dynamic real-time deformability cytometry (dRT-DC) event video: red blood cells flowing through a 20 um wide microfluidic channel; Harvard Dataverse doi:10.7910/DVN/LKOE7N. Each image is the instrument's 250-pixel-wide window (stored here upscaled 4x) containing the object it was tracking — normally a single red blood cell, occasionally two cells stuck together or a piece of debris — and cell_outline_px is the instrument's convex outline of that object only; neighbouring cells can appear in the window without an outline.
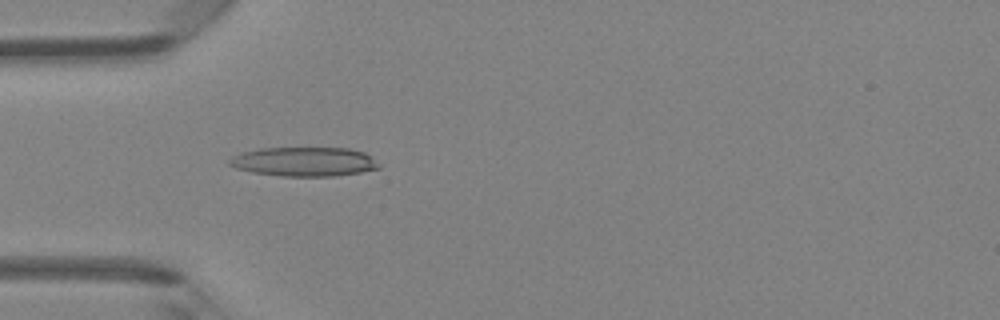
{"species": "Egyptian fruit bat (a non-hibernating species)", "species_latin": "Rousettus aegyptiacus", "temperature_condition": "room temperature", "stored_images_in_passage": 4, "camera_frame_rate_fps": 3000, "um_per_image_px": 0.085, "animal": {"sex": "female"}, "frame": {"image": 1, "passage_image": 4, "time_ms": 1.0, "image_size_px": [1000, 320], "cell_outline_px": [[380, 168], [360, 172], [336, 176], [280, 176], [252, 172], [236, 168], [228, 164], [228, 160], [232, 156], [240, 152], [260, 148], [348, 148], [364, 152], [380, 164]], "centroid_in_image_um": [25.82, 13.74], "position_along_channel_um": 59.2, "area_um2": 25.55}}